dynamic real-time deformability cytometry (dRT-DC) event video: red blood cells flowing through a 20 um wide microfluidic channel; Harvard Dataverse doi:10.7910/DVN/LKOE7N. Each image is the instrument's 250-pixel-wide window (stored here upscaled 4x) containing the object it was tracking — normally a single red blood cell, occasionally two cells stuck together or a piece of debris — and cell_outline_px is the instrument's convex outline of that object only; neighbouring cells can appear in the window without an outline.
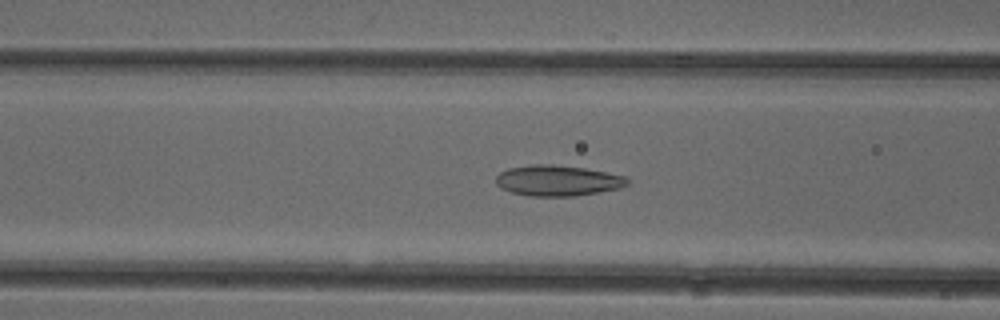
{"species": "common noctule bat (a hibernating species)", "species_latin": "Nyctalus noctula", "temperature_condition": "cold", "stored_images_in_passage": 51, "camera_frame_rate_fps": 3000, "um_per_image_px": 0.085, "animal": {"sex": "female"}, "frame": {"image": 1, "passage_image": 20, "time_ms": 6.333, "image_size_px": [1000, 320], "cell_outline_px": [[632, 180], [628, 184], [620, 188], [576, 196], [528, 196], [512, 192], [500, 188], [496, 184], [496, 176], [500, 172], [508, 168], [532, 164], [552, 164], [584, 168], [628, 176]], "centroid_in_image_um": [47.42, 15.35], "position_along_channel_um": 119.2, "area_um2": 23.76}}
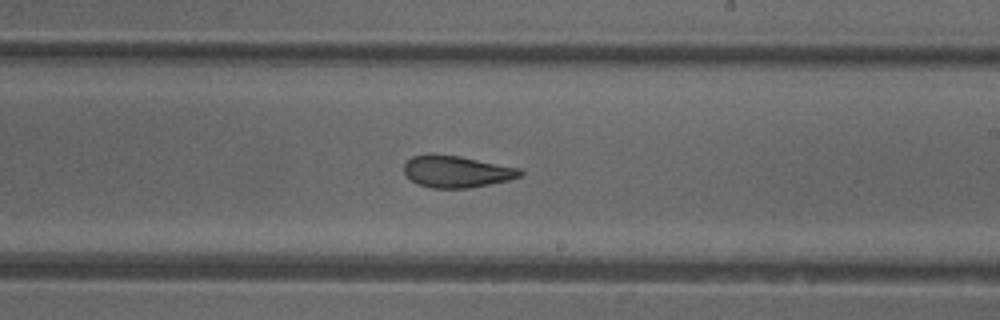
{"frame": {"image": 2, "passage_image": 30, "time_ms": 9.667, "image_size_px": [1000, 320], "cell_outline_px": [[524, 176], [508, 180], [468, 188], [432, 188], [416, 184], [404, 172], [404, 164], [412, 156], [428, 152], [460, 156], [520, 168], [524, 172]], "centroid_in_image_um": [38.8, 14.56], "position_along_channel_um": 250.2, "area_um2": 21.79}}
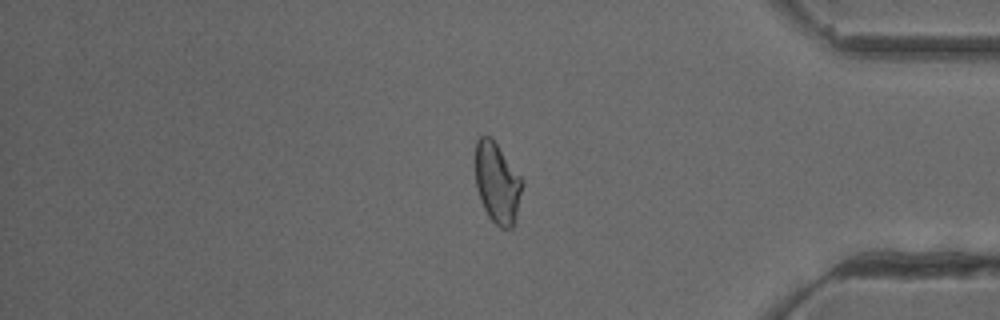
{"frame": {"image": 3, "passage_image": 43, "time_ms": 14.0, "image_size_px": [1000, 320], "cell_outline_px": [[524, 184], [516, 216], [512, 228], [500, 228], [488, 216], [480, 200], [476, 188], [476, 140], [480, 136], [488, 136], [496, 144], [524, 180]], "centroid_in_image_um": [42.28, 15.58], "position_along_channel_um": 392.9, "area_um2": 21.91}, "authors_computed_cell_mechanics": {"area_um2": 23.12, "velocity_mm_per_s": 3.9245, "shape_relaxation_time_tau1_ms": null, "shape_relaxation_time_tau2_ms": 2.5269, "deformation_change_tau1": null, "deformation_change_tau2": 0.0888}}